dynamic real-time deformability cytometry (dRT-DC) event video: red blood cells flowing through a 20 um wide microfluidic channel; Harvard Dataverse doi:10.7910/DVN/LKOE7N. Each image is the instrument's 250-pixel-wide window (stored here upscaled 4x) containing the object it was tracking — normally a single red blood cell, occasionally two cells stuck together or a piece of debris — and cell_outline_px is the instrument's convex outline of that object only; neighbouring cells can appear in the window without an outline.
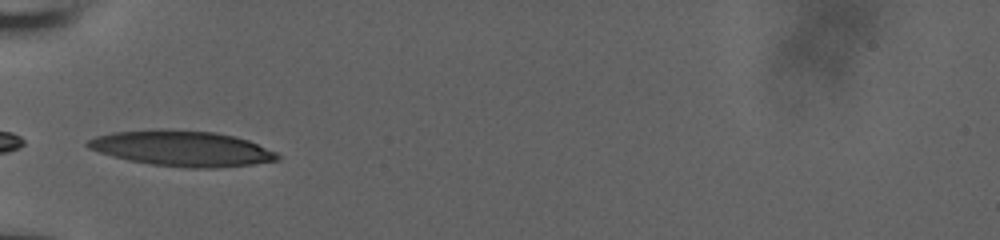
{"species": "human", "species_latin": "Homo sapiens", "temperature_condition": "room temperature", "stored_images_in_passage": 28, "camera_frame_rate_fps": 3000, "um_per_image_px": 0.085, "donor": {"sex": "male"}, "frame": {"image": 1, "passage_image": 1, "time_ms": 0.0, "image_size_px": [1000, 240], "cell_outline_px": [[280, 160], [252, 164], [216, 168], [184, 168], [152, 164], [128, 160], [112, 156], [88, 148], [84, 144], [88, 140], [96, 136], [112, 132], [216, 132], [236, 136], [248, 140], [276, 152], [280, 156]], "centroid_in_image_um": [15.52, 12.67], "position_along_channel_um": 69.5, "area_um2": 38.03}}
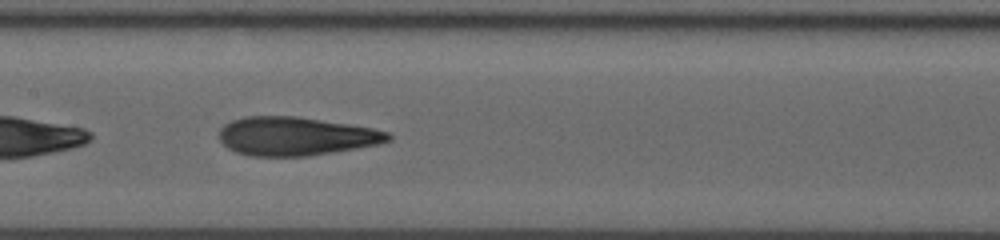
{"frame": {"image": 2, "passage_image": 9, "time_ms": 2.667, "image_size_px": [1000, 240], "cell_outline_px": [[392, 140], [380, 144], [308, 156], [248, 156], [236, 152], [228, 148], [220, 140], [220, 128], [224, 124], [232, 120], [244, 116], [296, 116], [348, 124], [372, 128], [388, 132], [392, 136]], "centroid_in_image_um": [25.13, 11.58], "position_along_channel_um": 182.3, "area_um2": 37.97}}
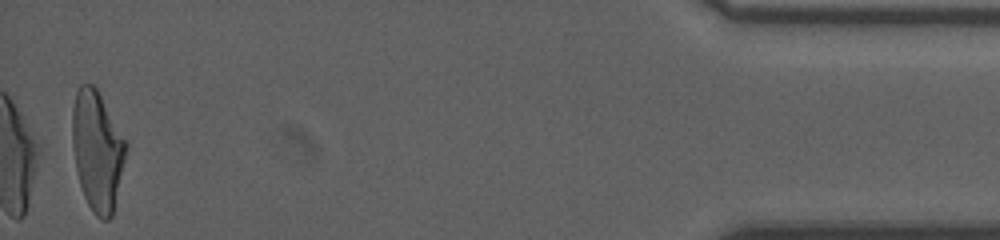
{"frame": {"image": 3, "passage_image": 27, "time_ms": 8.667, "image_size_px": [1000, 240], "cell_outline_px": [[128, 148], [112, 216], [108, 220], [100, 220], [92, 212], [84, 196], [80, 184], [76, 168], [72, 144], [72, 108], [76, 92], [80, 84], [92, 84], [96, 88], [128, 144]], "centroid_in_image_um": [8.27, 12.82], "position_along_channel_um": 426.9, "area_um2": 37.4}}